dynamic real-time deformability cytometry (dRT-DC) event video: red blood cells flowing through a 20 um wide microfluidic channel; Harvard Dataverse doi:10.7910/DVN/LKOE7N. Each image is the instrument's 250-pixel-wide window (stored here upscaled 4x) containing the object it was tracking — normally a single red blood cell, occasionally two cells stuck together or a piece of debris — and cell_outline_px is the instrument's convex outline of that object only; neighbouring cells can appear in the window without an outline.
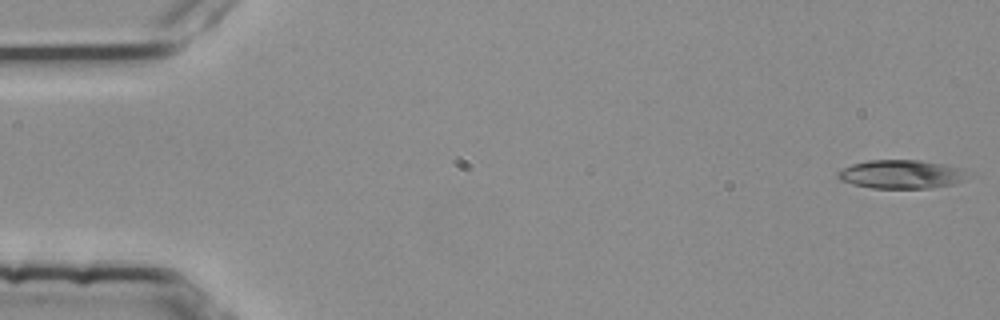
{"species": "common noctule bat (a hibernating species)", "species_latin": "Nyctalus noctula", "temperature_condition": "room temperature", "stored_images_in_passage": 54, "camera_frame_rate_fps": 3000, "um_per_image_px": 0.085, "animal": {"sex": "female", "body_mass_g": 25.1}, "frame": {"image": 1, "passage_image": 1, "time_ms": 0.0, "image_size_px": [1000, 320], "cell_outline_px": [[976, 176], [956, 184], [928, 188], [872, 188], [852, 184], [840, 180], [836, 176], [836, 172], [852, 164], [868, 160], [920, 160], [960, 168]], "centroid_in_image_um": [76.67, 14.82], "position_along_channel_um": 8.3, "area_um2": 21.96}}
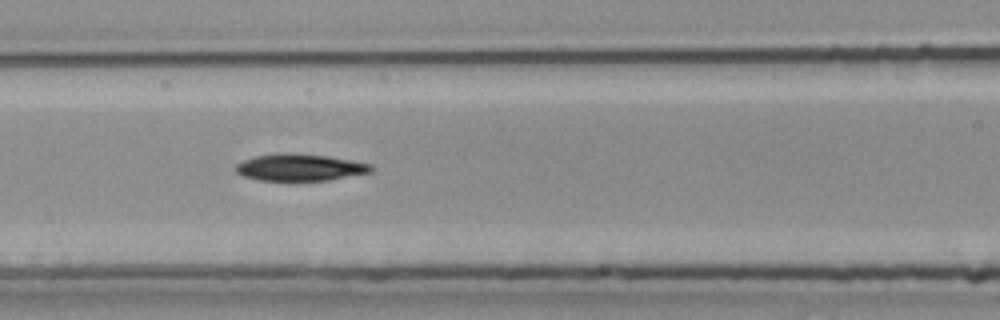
{"frame": {"image": 2, "passage_image": 23, "time_ms": 7.333, "image_size_px": [1000, 320], "cell_outline_px": [[376, 168], [372, 172], [328, 180], [260, 180], [244, 176], [236, 172], [236, 164], [244, 160], [256, 156], [280, 152], [284, 152], [328, 156], [372, 164]], "centroid_in_image_um": [25.53, 14.22], "position_along_channel_um": 141.1, "area_um2": 21.15}}
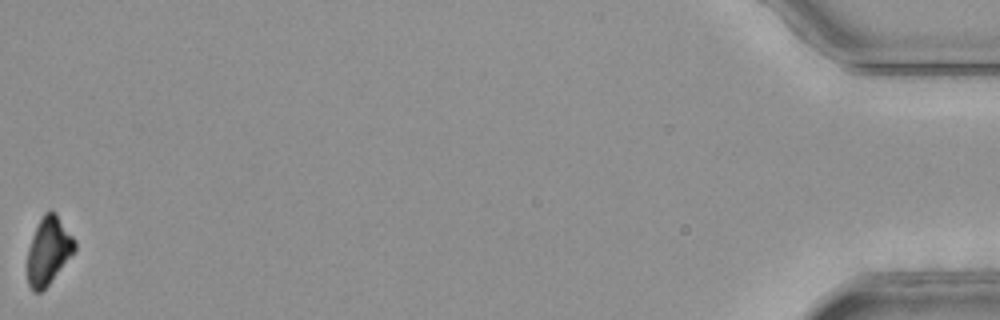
{"frame": {"image": 3, "passage_image": 54, "time_ms": 17.667, "image_size_px": [1000, 320], "cell_outline_px": [[76, 248], [48, 284], [40, 292], [32, 292], [28, 284], [28, 248], [32, 236], [44, 212], [48, 208], [56, 212], [76, 240]], "centroid_in_image_um": [4.12, 21.26], "position_along_channel_um": 431.1, "area_um2": 18.38}, "authors_computed_cell_mechanics": {"area_um2": 21.7328, "velocity_mm_per_s": 3.7938, "shape_relaxation_time_tau1_ms": 7.9979, "shape_relaxation_time_tau2_ms": 3.3248, "deformation_change_tau1": 0.2368, "deformation_change_tau2": 0.0844}}